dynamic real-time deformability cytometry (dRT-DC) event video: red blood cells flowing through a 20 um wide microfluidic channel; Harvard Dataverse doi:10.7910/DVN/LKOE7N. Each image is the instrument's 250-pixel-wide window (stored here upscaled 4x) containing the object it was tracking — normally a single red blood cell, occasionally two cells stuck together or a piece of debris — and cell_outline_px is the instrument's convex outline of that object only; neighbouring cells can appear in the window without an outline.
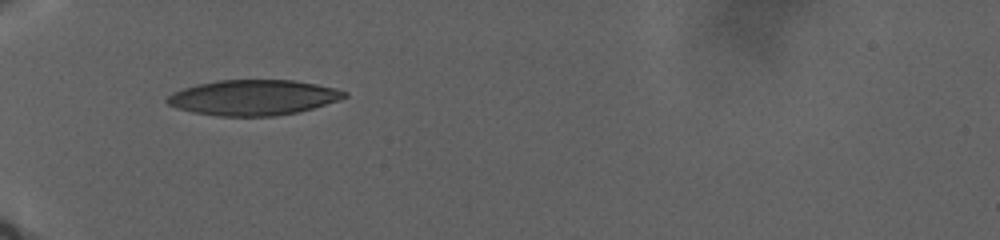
{"species": "human", "species_latin": "Homo sapiens", "temperature_condition": "warm", "stored_images_in_passage": 2, "camera_frame_rate_fps": 3000, "um_per_image_px": 0.085, "donor": {"sex": "male"}, "frame": {"image": 1, "passage_image": 1, "time_ms": 0.0, "image_size_px": [1000, 240], "cell_outline_px": [[348, 96], [300, 112], [276, 116], [216, 116], [192, 112], [176, 108], [168, 104], [164, 100], [172, 92], [196, 84], [216, 80], [292, 80], [316, 84], [336, 88], [348, 92]], "centroid_in_image_um": [21.49, 8.29], "position_along_channel_um": 63.5, "area_um2": 36.65}}